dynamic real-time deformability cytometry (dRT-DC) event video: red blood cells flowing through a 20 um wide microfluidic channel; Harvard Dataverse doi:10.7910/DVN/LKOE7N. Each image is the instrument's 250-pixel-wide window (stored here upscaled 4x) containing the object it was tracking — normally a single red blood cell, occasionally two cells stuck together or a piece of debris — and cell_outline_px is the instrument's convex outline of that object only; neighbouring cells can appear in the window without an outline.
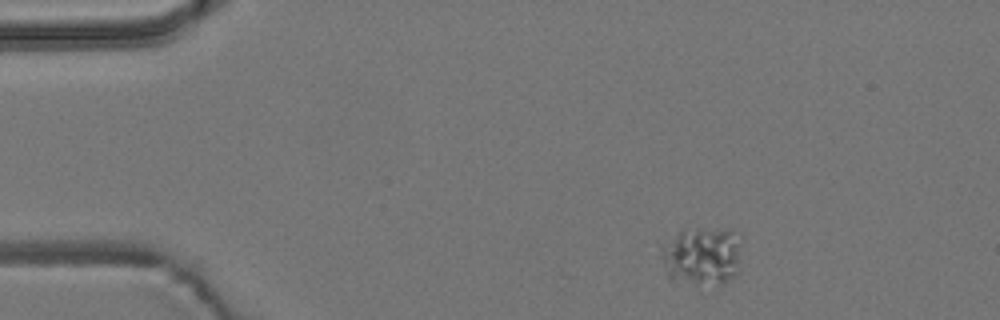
{"species": "common noctule bat (a hibernating species)", "species_latin": "Nyctalus noctula", "temperature_condition": "room temperature", "stored_images_in_passage": 4, "camera_frame_rate_fps": 3000, "um_per_image_px": 0.085, "animal": {"sex": "male", "body_mass_g": 19.2, "forearm_length_mm": 51.8}, "frame": {"image": 1, "passage_image": 1, "time_ms": 0.0, "image_size_px": [1000, 320], "cell_outline_px": [[740, 272], [728, 280], [720, 284], [672, 284], [668, 280], [660, 256], [660, 248], [680, 228], [732, 228], [740, 232]], "centroid_in_image_um": [59.65, 21.75], "position_along_channel_um": 25.3, "area_um2": 29.02}}
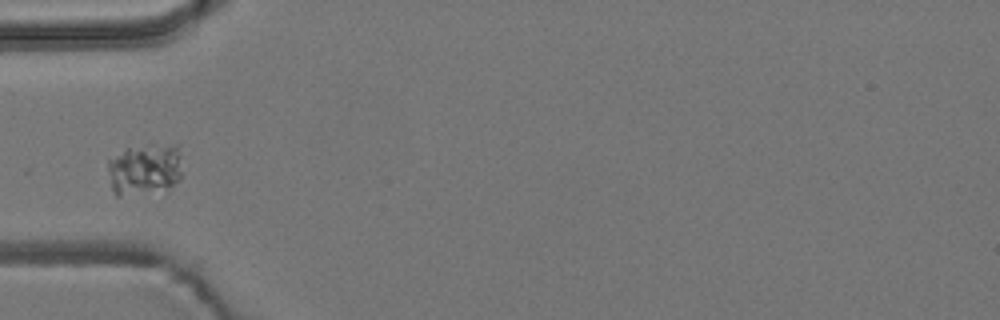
{"frame": {"image": 2, "passage_image": 4, "time_ms": 1.0, "image_size_px": [1000, 320], "cell_outline_px": [[180, 180], [168, 188], [120, 196], [116, 196], [112, 192], [108, 172], [108, 160], [128, 148], [152, 144], [180, 144]], "centroid_in_image_um": [12.3, 14.36], "position_along_channel_um": 72.7, "area_um2": 22.37}}